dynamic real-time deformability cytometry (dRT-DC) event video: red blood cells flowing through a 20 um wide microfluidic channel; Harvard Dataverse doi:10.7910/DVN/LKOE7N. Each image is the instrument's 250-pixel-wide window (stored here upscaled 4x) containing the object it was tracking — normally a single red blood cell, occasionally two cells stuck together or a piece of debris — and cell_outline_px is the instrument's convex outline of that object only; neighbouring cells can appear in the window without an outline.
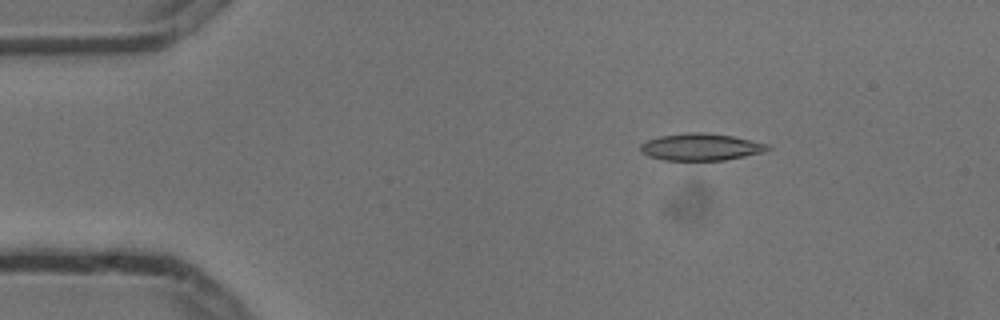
{"species": "common noctule bat (a hibernating species)", "species_latin": "Nyctalus noctula", "temperature_condition": "cold", "stored_images_in_passage": 5, "camera_frame_rate_fps": 3000, "um_per_image_px": 0.085, "animal": {"sex": "male", "body_mass_g": 13.3}, "frame": {"image": 1, "passage_image": 2, "time_ms": 0.333, "image_size_px": [1000, 320], "cell_outline_px": [[772, 148], [764, 152], [724, 160], [664, 160], [648, 156], [640, 152], [640, 144], [648, 140], [660, 136], [684, 132], [704, 132], [732, 136], [768, 144]], "centroid_in_image_um": [59.55, 12.49], "position_along_channel_um": 25.4, "area_um2": 20.06}}